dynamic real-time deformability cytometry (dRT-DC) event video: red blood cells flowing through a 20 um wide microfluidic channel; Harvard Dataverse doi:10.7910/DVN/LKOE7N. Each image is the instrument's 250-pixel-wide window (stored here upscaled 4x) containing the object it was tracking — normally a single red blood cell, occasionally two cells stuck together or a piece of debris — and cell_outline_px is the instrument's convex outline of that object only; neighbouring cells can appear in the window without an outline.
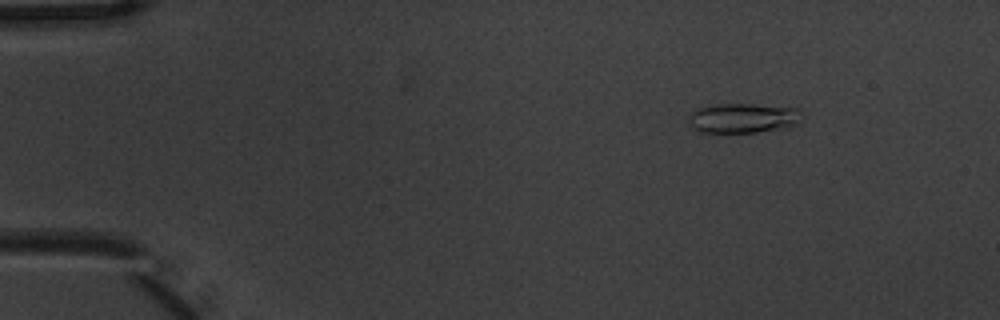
{"species": "common noctule bat (a hibernating species)", "species_latin": "Nyctalus noctula", "temperature_condition": "warm", "stored_images_in_passage": 10, "camera_frame_rate_fps": 3000, "um_per_image_px": 0.085, "animal": {"sex": "male", "body_mass_g": 20.1, "forearm_length_mm": 53.5}, "frame": {"image": 1, "passage_image": 1, "time_ms": 0.0, "image_size_px": [1000, 320], "cell_outline_px": [[804, 116], [796, 124], [788, 128], [756, 132], [700, 132], [692, 128], [688, 124], [688, 116], [696, 108], [716, 104], [756, 104], [800, 108], [804, 112]], "centroid_in_image_um": [63.2, 10.03], "position_along_channel_um": 21.8, "area_um2": 20.11}}
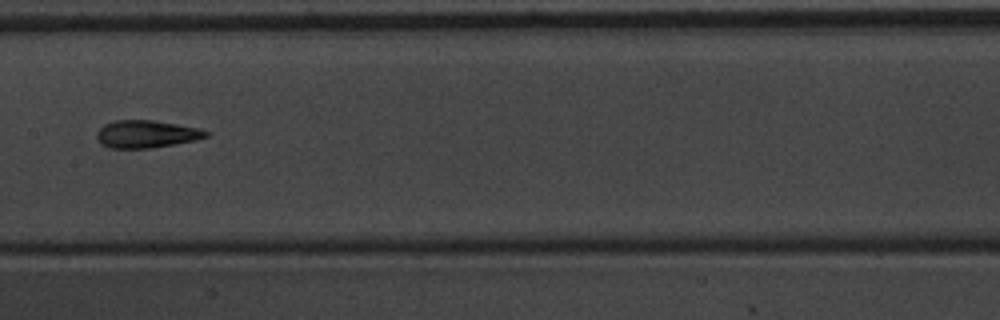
{"frame": {"image": 2, "passage_image": 7, "time_ms": 2.0, "image_size_px": [1000, 320], "cell_outline_px": [[208, 136], [196, 140], [152, 148], [108, 148], [100, 144], [96, 136], [96, 132], [104, 124], [112, 120], [152, 120], [200, 128], [208, 132]], "centroid_in_image_um": [12.4, 11.39], "position_along_channel_um": 195.0, "area_um2": 17.63}}
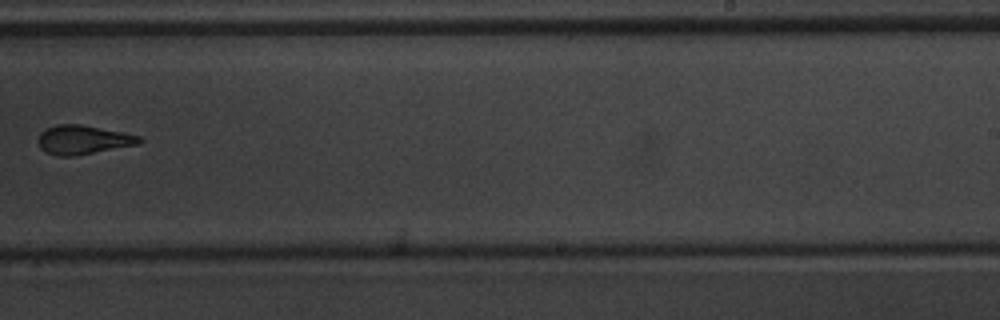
{"frame": {"image": 3, "passage_image": 9, "time_ms": 2.667, "image_size_px": [1000, 320], "cell_outline_px": [[144, 140], [140, 144], [72, 156], [60, 156], [48, 152], [40, 148], [36, 140], [40, 132], [56, 124], [80, 124], [140, 136]], "centroid_in_image_um": [7.04, 11.87], "position_along_channel_um": 282.0, "area_um2": 16.94}}